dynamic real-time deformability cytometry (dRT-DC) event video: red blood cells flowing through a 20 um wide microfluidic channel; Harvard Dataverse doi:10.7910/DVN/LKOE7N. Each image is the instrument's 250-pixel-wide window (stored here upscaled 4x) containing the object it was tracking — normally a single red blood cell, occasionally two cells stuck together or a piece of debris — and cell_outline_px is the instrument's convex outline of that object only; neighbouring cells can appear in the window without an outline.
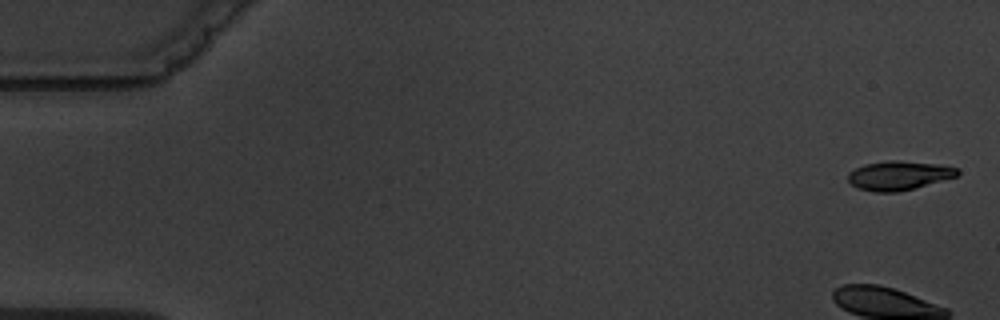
{"species": "common noctule bat (a hibernating species)", "species_latin": "Nyctalus noctula", "temperature_condition": "warm", "stored_images_in_passage": 9, "camera_frame_rate_fps": 3000, "um_per_image_px": 0.085, "animal": {"sex": "male", "body_mass_g": 19.5, "forearm_length_mm": 54.6}, "frame": {"image": 1, "passage_image": 1, "time_ms": 0.0, "image_size_px": [1000, 320], "cell_outline_px": [[960, 172], [956, 176], [912, 188], [896, 192], [876, 192], [856, 188], [848, 180], [848, 172], [864, 164], [888, 160], [896, 160], [940, 164], [956, 168]], "centroid_in_image_um": [76.35, 14.9], "position_along_channel_um": 8.6, "area_um2": 18.32}}